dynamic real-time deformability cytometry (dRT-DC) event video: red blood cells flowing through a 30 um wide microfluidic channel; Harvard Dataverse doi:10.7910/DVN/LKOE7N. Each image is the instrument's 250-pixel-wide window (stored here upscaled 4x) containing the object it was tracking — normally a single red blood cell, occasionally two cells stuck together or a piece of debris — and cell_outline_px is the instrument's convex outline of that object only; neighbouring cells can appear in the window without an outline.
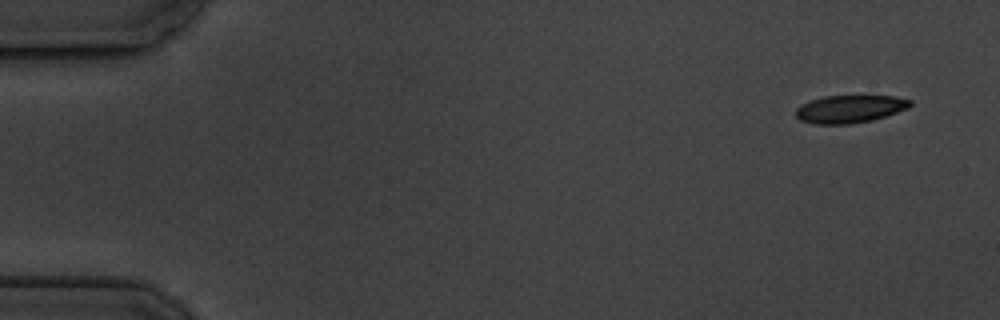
{"species": "common noctule bat (a hibernating species)", "species_latin": "Nyctalus noctula", "temperature_condition": "cold", "stored_images_in_passage": 5, "camera_frame_rate_fps": 3000, "um_per_image_px": 0.085, "animal": {"sex": "male", "body_mass_g": 19.5, "forearm_length_mm": 54.6}, "frame": {"image": 1, "passage_image": 1, "time_ms": 0.0, "image_size_px": [1000, 320], "cell_outline_px": [[912, 104], [908, 108], [872, 120], [852, 124], [812, 124], [800, 120], [796, 116], [796, 108], [800, 104], [824, 96], [896, 96], [912, 100]], "centroid_in_image_um": [72.22, 9.26], "position_along_channel_um": 12.8, "area_um2": 18.5}}
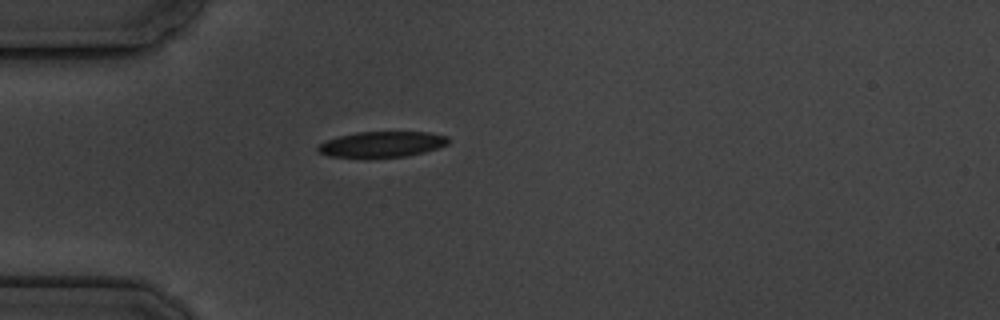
{"frame": {"image": 2, "passage_image": 4, "time_ms": 4.333, "image_size_px": [1000, 320], "cell_outline_px": [[448, 144], [424, 152], [408, 156], [372, 160], [368, 160], [328, 156], [320, 152], [316, 148], [320, 144], [328, 140], [340, 136], [356, 132], [428, 132], [448, 136]], "centroid_in_image_um": [32.44, 12.31], "position_along_channel_um": 52.6, "area_um2": 20.17}}